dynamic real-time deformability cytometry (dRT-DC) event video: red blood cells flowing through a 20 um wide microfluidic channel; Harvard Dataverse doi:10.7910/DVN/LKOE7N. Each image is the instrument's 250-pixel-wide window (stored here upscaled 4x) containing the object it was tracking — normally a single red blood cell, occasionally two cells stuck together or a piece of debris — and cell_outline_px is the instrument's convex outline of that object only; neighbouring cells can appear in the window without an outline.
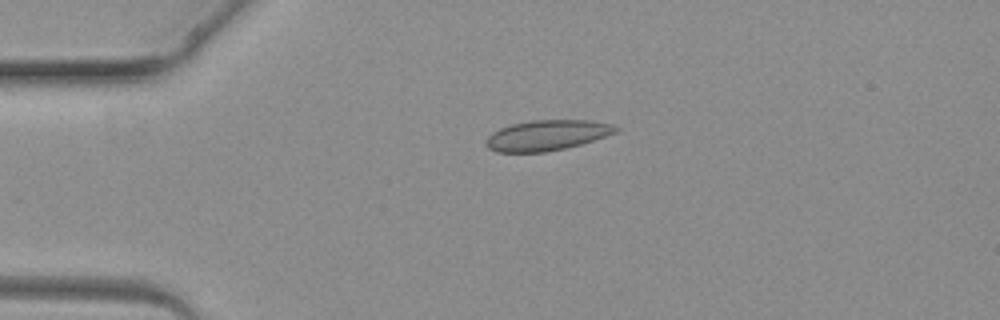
{"species": "common noctule bat (a hibernating species)", "species_latin": "Nyctalus noctula", "temperature_condition": "warm", "stored_images_in_passage": 4, "camera_frame_rate_fps": 3000, "um_per_image_px": 0.085, "animal": {"sex": "female", "body_mass_g": 19.3, "forearm_length_mm": 54.1}, "frame": {"image": 1, "passage_image": 3, "time_ms": 2.667, "image_size_px": [1000, 320], "cell_outline_px": [[620, 128], [616, 132], [580, 144], [564, 148], [544, 152], [496, 152], [488, 148], [484, 144], [484, 140], [492, 132], [500, 128], [512, 124], [532, 120], [588, 120], [612, 124]], "centroid_in_image_um": [46.43, 11.5], "position_along_channel_um": 38.6, "area_um2": 22.89}}